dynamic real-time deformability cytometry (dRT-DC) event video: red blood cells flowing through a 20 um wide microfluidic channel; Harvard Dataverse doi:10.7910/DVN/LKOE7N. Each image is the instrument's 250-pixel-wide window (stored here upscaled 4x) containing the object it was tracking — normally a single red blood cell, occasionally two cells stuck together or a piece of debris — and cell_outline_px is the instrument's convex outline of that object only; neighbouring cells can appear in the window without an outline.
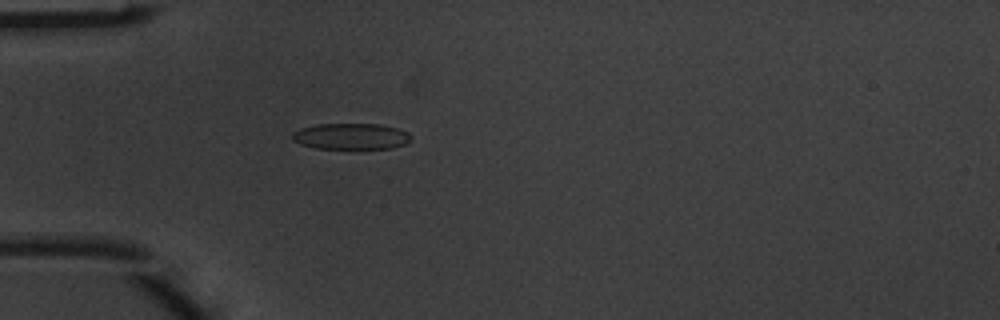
{"species": "common noctule bat (a hibernating species)", "species_latin": "Nyctalus noctula", "temperature_condition": "warm", "stored_images_in_passage": 4, "camera_frame_rate_fps": 3000, "um_per_image_px": 0.085, "animal": {"sex": "male", "body_mass_g": 20.1, "forearm_length_mm": 53.5}, "frame": {"image": 1, "passage_image": 4, "time_ms": 1.0, "image_size_px": [1000, 320], "cell_outline_px": [[412, 140], [404, 144], [392, 148], [316, 148], [300, 144], [292, 140], [292, 132], [300, 128], [316, 124], [380, 124], [396, 128], [408, 132], [412, 136]], "centroid_in_image_um": [29.83, 11.58], "position_along_channel_um": 55.2, "area_um2": 18.09}}